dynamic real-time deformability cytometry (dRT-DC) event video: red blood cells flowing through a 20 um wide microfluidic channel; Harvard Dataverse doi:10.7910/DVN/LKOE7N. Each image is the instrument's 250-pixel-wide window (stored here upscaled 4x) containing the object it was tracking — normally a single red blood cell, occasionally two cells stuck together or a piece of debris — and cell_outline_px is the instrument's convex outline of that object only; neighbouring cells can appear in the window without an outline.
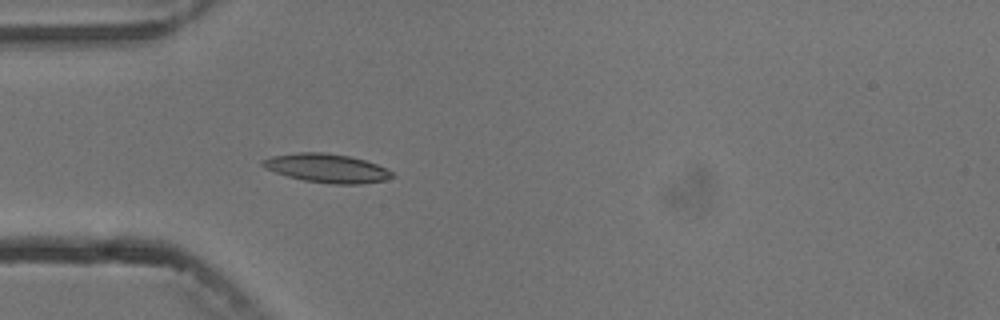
{"species": "common noctule bat (a hibernating species)", "species_latin": "Nyctalus noctula", "temperature_condition": "cold", "stored_images_in_passage": 3, "camera_frame_rate_fps": 3000, "um_per_image_px": 0.085, "animal": {"sex": "male", "body_mass_g": 13.3}, "frame": {"image": 1, "passage_image": 3, "time_ms": 2.333, "image_size_px": [1000, 320], "cell_outline_px": [[396, 176], [384, 180], [360, 184], [332, 184], [304, 180], [288, 176], [264, 168], [260, 164], [260, 160], [272, 156], [296, 152], [324, 152], [348, 156], [364, 160], [376, 164], [392, 172]], "centroid_in_image_um": [27.75, 14.29], "position_along_channel_um": 57.3, "area_um2": 21.62}}